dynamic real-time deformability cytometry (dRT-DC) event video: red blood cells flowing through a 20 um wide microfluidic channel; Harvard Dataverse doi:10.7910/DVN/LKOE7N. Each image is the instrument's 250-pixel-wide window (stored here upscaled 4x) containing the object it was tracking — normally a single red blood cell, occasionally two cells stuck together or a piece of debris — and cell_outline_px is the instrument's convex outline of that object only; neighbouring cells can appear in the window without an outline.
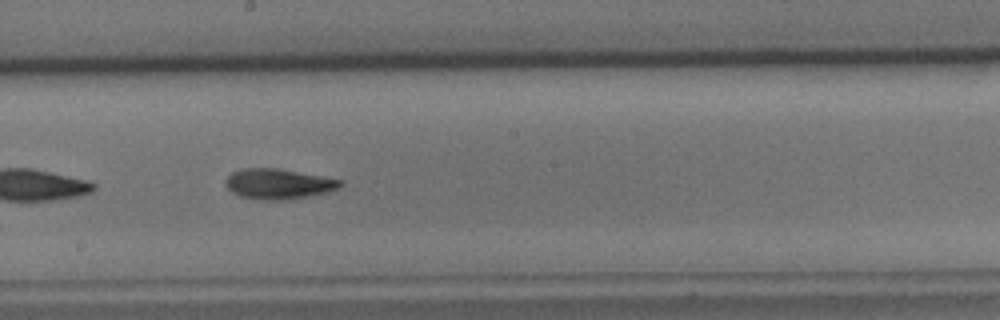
{"species": "common noctule bat (a hibernating species)", "species_latin": "Nyctalus noctula", "temperature_condition": "cold", "stored_images_in_passage": 34, "camera_frame_rate_fps": 3000, "um_per_image_px": 0.085, "animal": {"sex": "male", "body_mass_g": 15.6}, "frame": {"image": 1, "passage_image": 25, "time_ms": 8.0, "image_size_px": [1000, 320], "cell_outline_px": [[344, 184], [340, 188], [328, 192], [288, 200], [268, 200], [240, 196], [232, 192], [228, 188], [224, 180], [232, 172], [240, 168], [276, 168], [344, 180]], "centroid_in_image_um": [23.69, 15.63], "position_along_channel_um": 224.5, "area_um2": 20.29}}
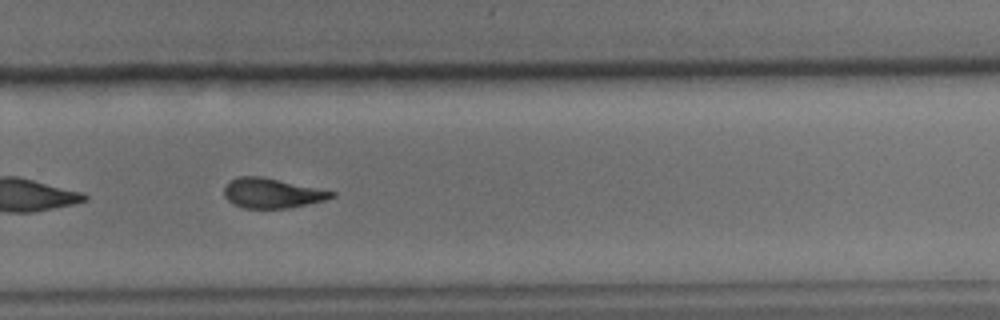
{"frame": {"image": 2, "passage_image": 32, "time_ms": 10.333, "image_size_px": [1000, 320], "cell_outline_px": [[336, 196], [324, 200], [288, 208], [244, 208], [232, 204], [224, 196], [224, 184], [240, 176], [260, 176], [336, 192]], "centroid_in_image_um": [23.08, 16.42], "position_along_channel_um": 306.7, "area_um2": 18.5}}